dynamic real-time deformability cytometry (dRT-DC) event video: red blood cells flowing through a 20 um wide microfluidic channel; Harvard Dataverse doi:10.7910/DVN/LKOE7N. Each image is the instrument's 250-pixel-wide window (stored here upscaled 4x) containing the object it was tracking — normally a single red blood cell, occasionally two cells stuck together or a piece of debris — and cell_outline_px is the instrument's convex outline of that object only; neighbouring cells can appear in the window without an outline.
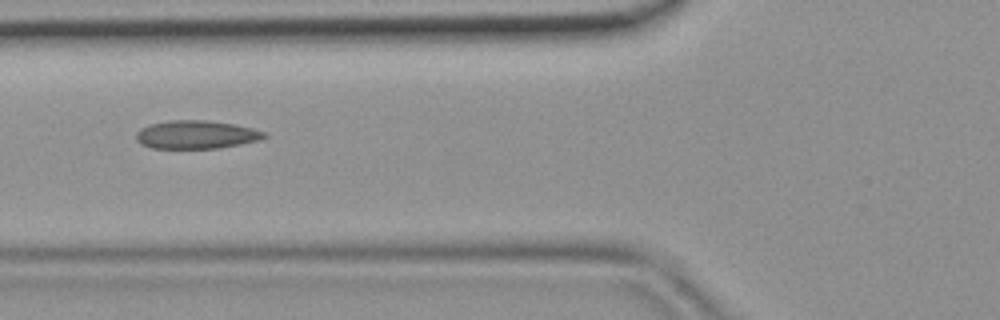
{"species": "common noctule bat (a hibernating species)", "species_latin": "Nyctalus noctula", "temperature_condition": "room temperature", "stored_images_in_passage": 6, "camera_frame_rate_fps": 3000, "um_per_image_px": 0.085, "animal": {"sex": "female", "body_mass_g": 19.9}, "frame": {"image": 1, "passage_image": 6, "time_ms": 1.667, "image_size_px": [1000, 320], "cell_outline_px": [[268, 136], [260, 140], [220, 148], [152, 148], [140, 144], [136, 140], [136, 132], [140, 128], [152, 124], [168, 120], [204, 120], [236, 124], [252, 128], [264, 132]], "centroid_in_image_um": [16.67, 11.44], "position_along_channel_um": 109.1, "area_um2": 21.15}}